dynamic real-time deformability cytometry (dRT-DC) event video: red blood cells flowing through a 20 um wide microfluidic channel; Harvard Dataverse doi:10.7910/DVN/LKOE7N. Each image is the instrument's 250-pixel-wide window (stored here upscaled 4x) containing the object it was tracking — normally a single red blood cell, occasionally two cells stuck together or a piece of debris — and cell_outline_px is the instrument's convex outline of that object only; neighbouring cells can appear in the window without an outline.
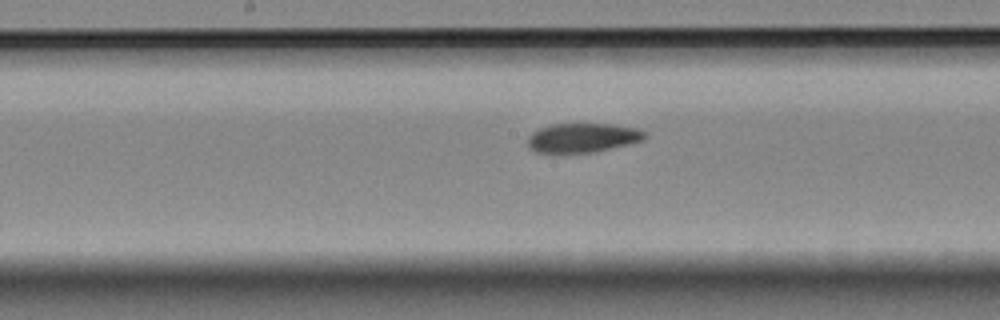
{"species": "Egyptian fruit bat (a non-hibernating species)", "species_latin": "Rousettus aegyptiacus", "temperature_condition": "room temperature", "stored_images_in_passage": 10, "segment_of_instrument_passage": [2, 2], "camera_frame_rate_fps": 3000, "um_per_image_px": 0.085, "animal": {"sex": "female"}, "frame": {"image": 1, "passage_image": 10, "time_ms": 11.667, "image_size_px": [1000, 320], "cell_outline_px": [[648, 136], [644, 140], [592, 152], [536, 152], [528, 148], [528, 136], [532, 132], [540, 128], [552, 124], [612, 124], [636, 128], [644, 132]], "centroid_in_image_um": [49.5, 11.7], "position_along_channel_um": 198.7, "area_um2": 19.71}}